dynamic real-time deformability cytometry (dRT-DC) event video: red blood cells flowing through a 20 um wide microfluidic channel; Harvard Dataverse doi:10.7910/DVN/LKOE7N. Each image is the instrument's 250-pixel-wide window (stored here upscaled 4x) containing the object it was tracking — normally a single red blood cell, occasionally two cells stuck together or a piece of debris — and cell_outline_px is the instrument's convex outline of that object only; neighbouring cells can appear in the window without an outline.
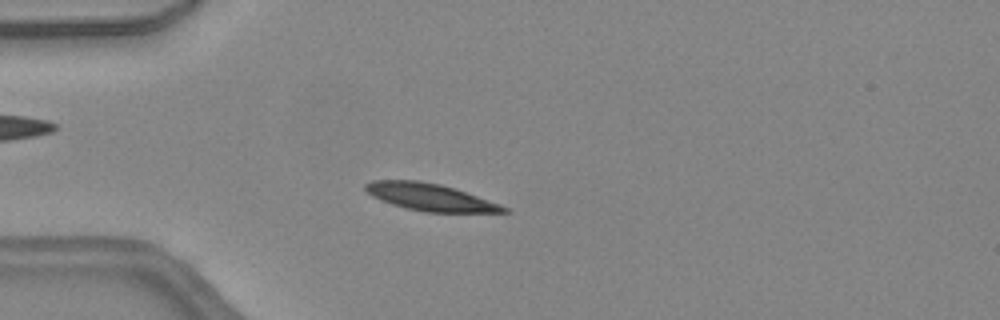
{"species": "common noctule bat (a hibernating species)", "species_latin": "Nyctalus noctula", "temperature_condition": "warm", "stored_images_in_passage": 45, "camera_frame_rate_fps": 3000, "um_per_image_px": 0.085, "animal": {"sex": "female", "body_mass_g": 24.6, "forearm_length_mm": 56.2}, "frame": {"image": 1, "passage_image": 12, "time_ms": 3.667, "image_size_px": [1000, 320], "cell_outline_px": [[512, 212], [424, 212], [404, 208], [380, 200], [372, 196], [364, 188], [364, 184], [372, 180], [420, 180], [440, 184], [456, 188], [500, 204], [508, 208]], "centroid_in_image_um": [36.55, 16.75], "position_along_channel_um": 48.4, "area_um2": 22.02}}
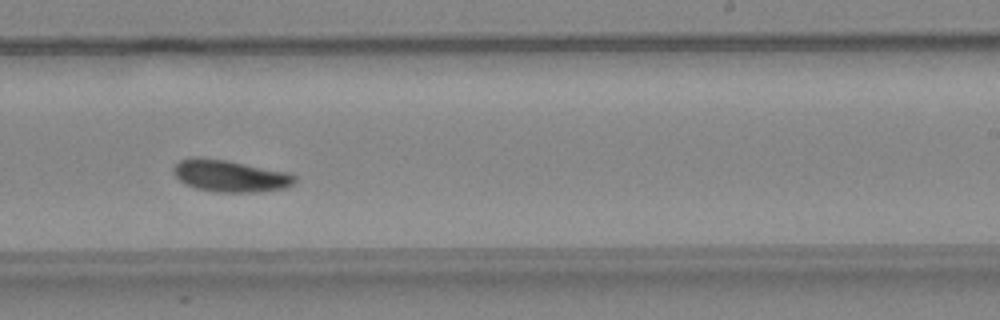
{"frame": {"image": 2, "passage_image": 28, "time_ms": 9.0, "image_size_px": [1000, 320], "cell_outline_px": [[296, 180], [292, 184], [284, 188], [256, 192], [216, 192], [196, 188], [184, 184], [172, 172], [172, 168], [180, 160], [196, 156], [200, 156], [224, 160], [292, 172], [296, 176]], "centroid_in_image_um": [19.56, 14.94], "position_along_channel_um": 269.4, "area_um2": 22.72}}
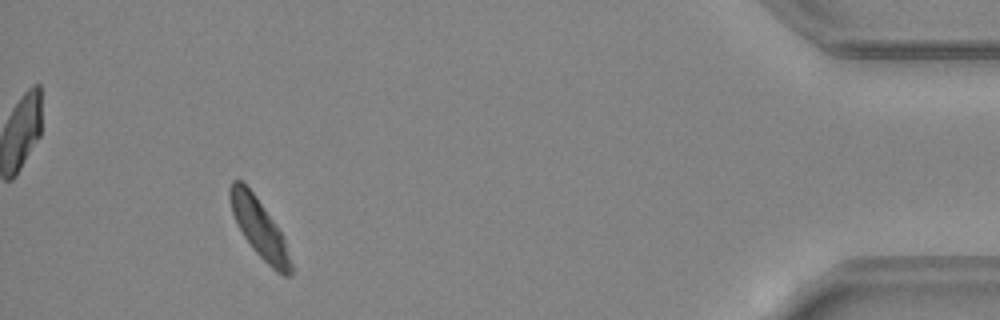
{"frame": {"image": 3, "passage_image": 42, "time_ms": 13.667, "image_size_px": [1000, 320], "cell_outline_px": [[292, 272], [288, 276], [284, 276], [276, 272], [252, 248], [244, 236], [232, 212], [228, 196], [228, 188], [232, 180], [240, 180], [256, 196], [276, 224], [284, 240], [292, 264]], "centroid_in_image_um": [22.03, 19.38], "position_along_channel_um": 413.2, "area_um2": 20.35}, "authors_computed_cell_mechanics": {"area_um2": 21.6172, "velocity_mm_per_s": 4.454, "shape_relaxation_time_tau1_ms": 4.1956, "shape_relaxation_time_tau2_ms": null, "deformation_change_tau1": 0.1385, "deformation_change_tau2": null}}